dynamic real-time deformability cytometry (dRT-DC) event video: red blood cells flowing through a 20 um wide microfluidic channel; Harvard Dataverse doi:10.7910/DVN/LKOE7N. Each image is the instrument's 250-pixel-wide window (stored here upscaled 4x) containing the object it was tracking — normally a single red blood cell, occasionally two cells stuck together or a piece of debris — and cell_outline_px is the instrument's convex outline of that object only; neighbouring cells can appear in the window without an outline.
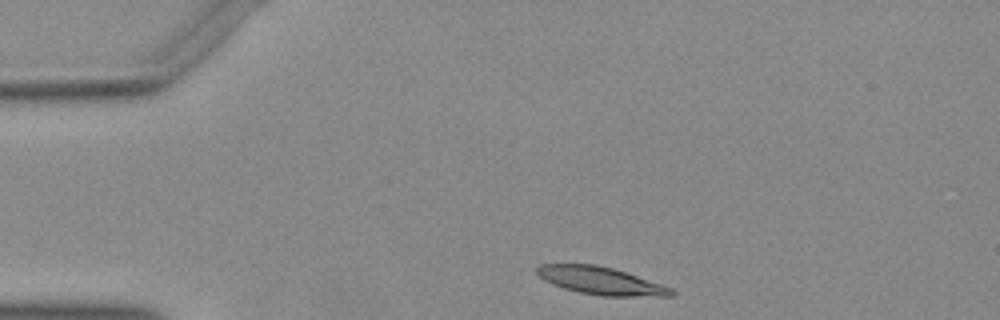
{"species": "Egyptian fruit bat (a non-hibernating species)", "species_latin": "Rousettus aegyptiacus", "temperature_condition": "warm", "stored_images_in_passage": 34, "camera_frame_rate_fps": 3000, "um_per_image_px": 0.085, "animal": {"sex": "female"}, "frame": {"image": 1, "passage_image": 1, "time_ms": 0.0, "image_size_px": [1000, 320], "cell_outline_px": [[676, 296], [604, 296], [580, 292], [564, 288], [544, 280], [536, 272], [536, 268], [540, 264], [596, 264], [612, 268], [672, 288], [676, 292]], "centroid_in_image_um": [51.07, 23.86], "position_along_channel_um": 33.9, "area_um2": 21.33}}
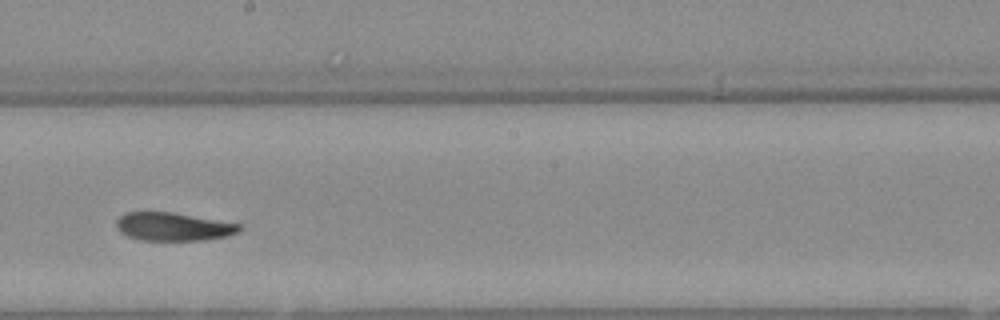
{"frame": {"image": 2, "passage_image": 20, "time_ms": 6.333, "image_size_px": [1000, 320], "cell_outline_px": [[240, 228], [236, 232], [228, 236], [204, 240], [140, 240], [128, 236], [120, 232], [116, 224], [116, 220], [120, 216], [128, 212], [172, 212], [240, 224]], "centroid_in_image_um": [14.7, 19.27], "position_along_channel_um": 233.5, "area_um2": 20.0}}
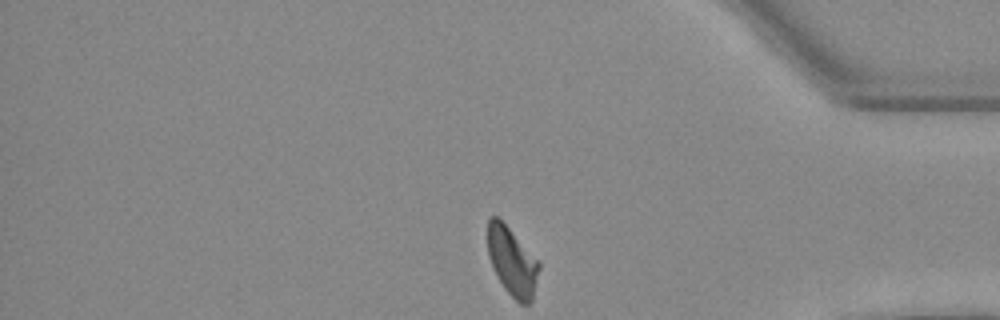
{"frame": {"image": 3, "passage_image": 34, "time_ms": 11.0, "image_size_px": [1000, 320], "cell_outline_px": [[540, 268], [532, 300], [528, 304], [520, 304], [504, 288], [488, 256], [488, 220], [492, 216], [496, 216], [508, 228], [540, 264]], "centroid_in_image_um": [43.53, 22.26], "position_along_channel_um": 391.7, "area_um2": 19.71}}